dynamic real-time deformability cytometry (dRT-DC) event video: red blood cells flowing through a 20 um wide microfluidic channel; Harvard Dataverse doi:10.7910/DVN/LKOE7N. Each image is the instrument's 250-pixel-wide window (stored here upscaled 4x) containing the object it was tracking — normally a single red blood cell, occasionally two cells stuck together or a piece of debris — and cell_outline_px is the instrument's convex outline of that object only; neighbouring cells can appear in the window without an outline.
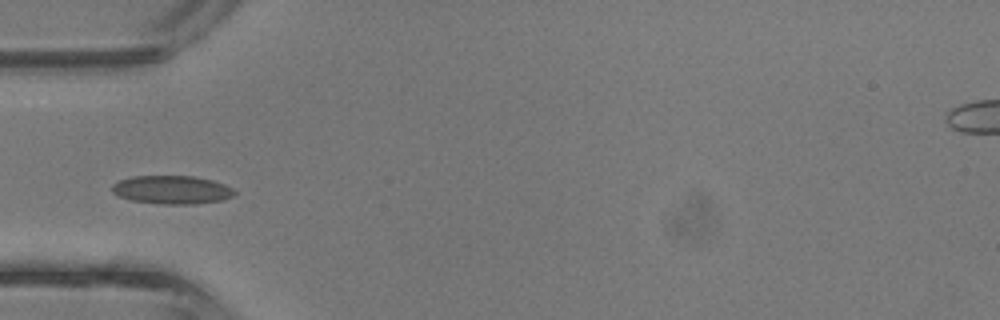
{"species": "common noctule bat (a hibernating species)", "species_latin": "Nyctalus noctula", "temperature_condition": "room temperature", "stored_images_in_passage": 3, "camera_frame_rate_fps": 3000, "um_per_image_px": 0.085, "animal": {"sex": "male", "body_mass_g": 13.3}, "frame": {"image": 1, "passage_image": 2, "time_ms": 0.333, "image_size_px": [1000, 320], "cell_outline_px": [[236, 192], [232, 196], [224, 200], [196, 204], [160, 204], [132, 200], [116, 196], [112, 192], [112, 184], [120, 180], [132, 176], [192, 176], [212, 180], [224, 184], [232, 188]], "centroid_in_image_um": [14.6, 16.14], "position_along_channel_um": 70.4, "area_um2": 20.35}}
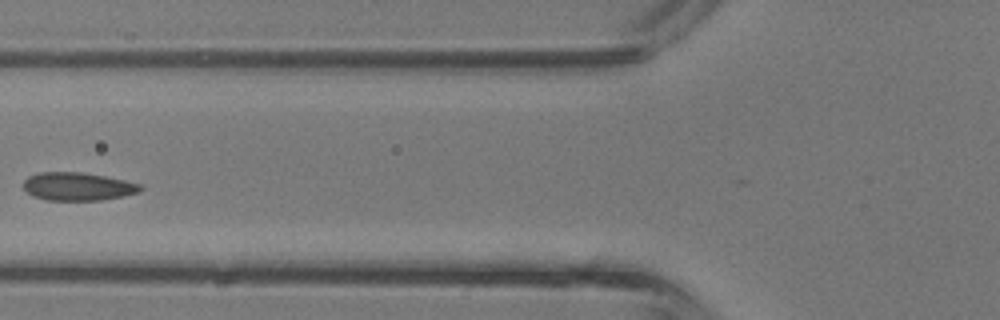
{"frame": {"image": 2, "passage_image": 3, "time_ms": 0.667, "image_size_px": [1000, 320], "cell_outline_px": [[144, 188], [140, 192], [100, 200], [44, 200], [32, 196], [24, 188], [24, 180], [28, 176], [40, 172], [80, 172], [104, 176], [124, 180], [140, 184]], "centroid_in_image_um": [6.59, 15.85], "position_along_channel_um": 119.2, "area_um2": 19.07}}